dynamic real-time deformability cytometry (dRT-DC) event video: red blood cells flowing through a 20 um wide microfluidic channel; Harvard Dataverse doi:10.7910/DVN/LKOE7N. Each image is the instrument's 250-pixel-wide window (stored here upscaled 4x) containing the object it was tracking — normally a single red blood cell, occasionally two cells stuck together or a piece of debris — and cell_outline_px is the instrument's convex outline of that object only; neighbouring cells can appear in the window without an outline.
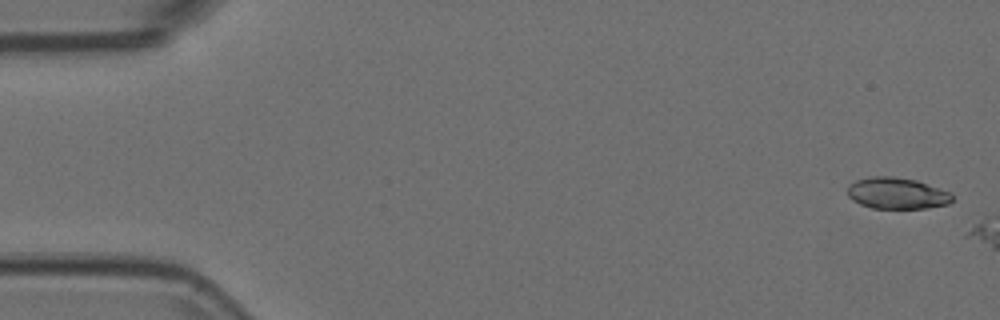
{"species": "Egyptian fruit bat (a non-hibernating species)", "species_latin": "Rousettus aegyptiacus", "temperature_condition": "room temperature", "stored_images_in_passage": 5, "segment_of_instrument_passage": [1, 2], "camera_frame_rate_fps": 3000, "um_per_image_px": 0.085, "animal": {"sex": "female"}, "frame": {"image": 1, "passage_image": 1, "time_ms": 0.0, "image_size_px": [1000, 320], "cell_outline_px": [[952, 200], [948, 204], [928, 208], [872, 208], [860, 204], [852, 200], [848, 196], [848, 184], [856, 180], [872, 176], [892, 176], [916, 180], [952, 192]], "centroid_in_image_um": [76.24, 16.42], "position_along_channel_um": 8.8, "area_um2": 19.25}}